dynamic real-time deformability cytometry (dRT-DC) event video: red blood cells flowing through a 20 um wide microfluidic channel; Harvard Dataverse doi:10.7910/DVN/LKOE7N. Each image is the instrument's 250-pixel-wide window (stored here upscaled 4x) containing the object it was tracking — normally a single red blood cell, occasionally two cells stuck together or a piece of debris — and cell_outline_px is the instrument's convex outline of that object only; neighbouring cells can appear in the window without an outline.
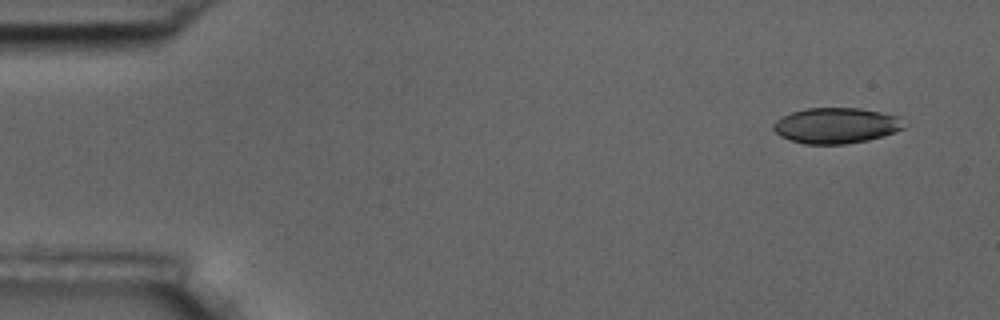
{"species": "common noctule bat (a hibernating species)", "species_latin": "Nyctalus noctula", "temperature_condition": "room temperature", "stored_images_in_passage": 4, "camera_frame_rate_fps": 3000, "um_per_image_px": 0.085, "animal": {"sex": "male", "body_mass_g": 17.5, "forearm_length_mm": 52.3}, "frame": {"image": 1, "passage_image": 1, "time_ms": 0.0, "image_size_px": [1000, 320], "cell_outline_px": [[904, 128], [868, 140], [844, 144], [804, 144], [780, 136], [772, 128], [772, 124], [776, 120], [792, 112], [808, 108], [860, 108], [900, 116]], "centroid_in_image_um": [71.04, 10.67], "position_along_channel_um": 14.0, "area_um2": 26.88}}